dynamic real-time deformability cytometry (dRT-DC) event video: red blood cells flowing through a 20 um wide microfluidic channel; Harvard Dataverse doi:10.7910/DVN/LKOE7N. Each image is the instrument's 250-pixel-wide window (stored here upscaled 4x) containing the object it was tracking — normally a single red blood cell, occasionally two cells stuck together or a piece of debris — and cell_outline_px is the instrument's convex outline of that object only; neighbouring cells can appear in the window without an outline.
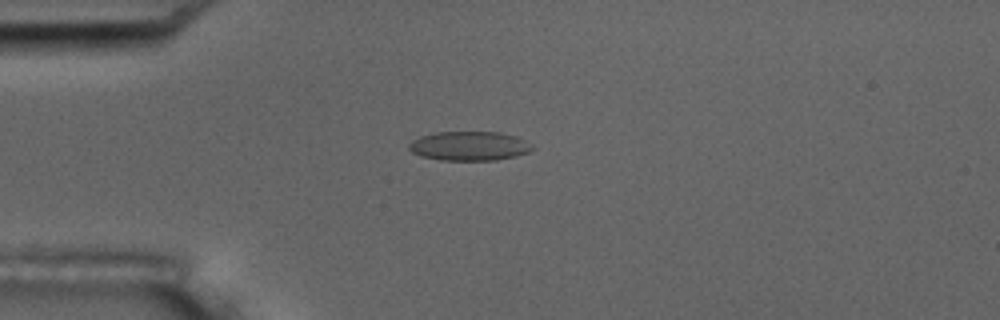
{"species": "common noctule bat (a hibernating species)", "species_latin": "Nyctalus noctula", "temperature_condition": "room temperature", "stored_images_in_passage": 6, "camera_frame_rate_fps": 3000, "um_per_image_px": 0.085, "animal": {"sex": "male", "body_mass_g": 17.5, "forearm_length_mm": 52.3}, "frame": {"image": 1, "passage_image": 4, "time_ms": 3.333, "image_size_px": [1000, 320], "cell_outline_px": [[536, 148], [528, 152], [516, 156], [496, 160], [440, 160], [420, 156], [412, 152], [408, 148], [408, 144], [412, 140], [420, 136], [436, 132], [500, 132], [516, 136], [532, 144]], "centroid_in_image_um": [39.89, 12.41], "position_along_channel_um": 45.1, "area_um2": 21.15}}
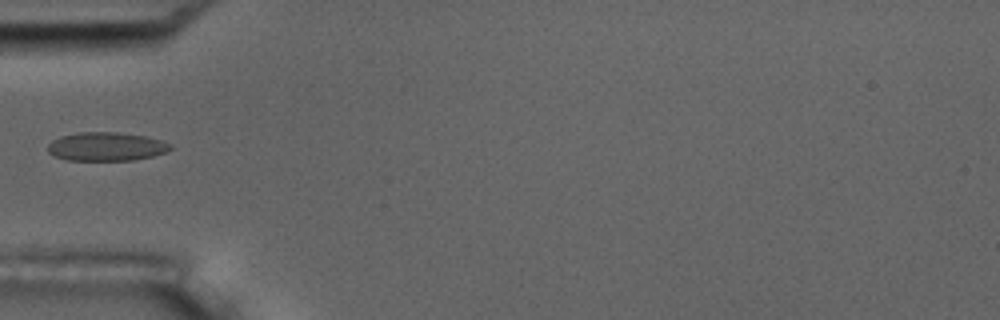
{"frame": {"image": 2, "passage_image": 5, "time_ms": 4.667, "image_size_px": [1000, 320], "cell_outline_px": [[172, 148], [164, 152], [152, 156], [132, 160], [68, 160], [56, 156], [48, 152], [48, 144], [52, 140], [60, 136], [80, 132], [116, 132], [144, 136], [160, 140], [172, 144]], "centroid_in_image_um": [9.01, 12.45], "position_along_channel_um": 76.0, "area_um2": 20.29}}